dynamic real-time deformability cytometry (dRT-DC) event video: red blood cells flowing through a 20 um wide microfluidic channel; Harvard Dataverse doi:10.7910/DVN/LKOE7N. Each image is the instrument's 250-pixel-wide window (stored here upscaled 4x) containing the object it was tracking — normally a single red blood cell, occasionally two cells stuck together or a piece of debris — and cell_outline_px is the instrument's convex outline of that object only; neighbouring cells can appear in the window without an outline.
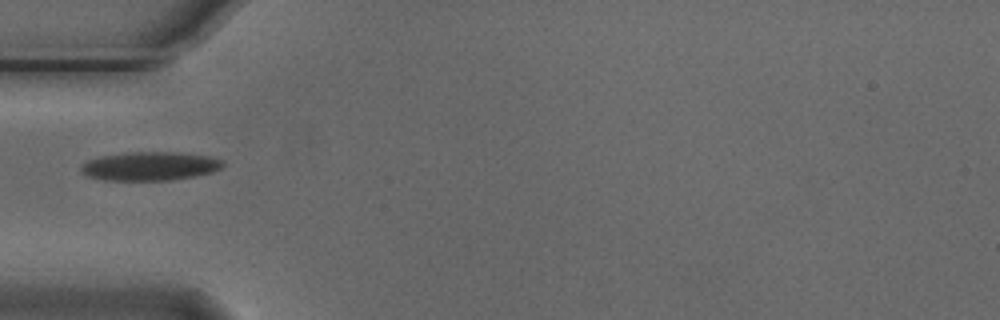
{"species": "Egyptian fruit bat (a non-hibernating species)", "species_latin": "Rousettus aegyptiacus", "temperature_condition": "cold", "stored_images_in_passage": 30, "camera_frame_rate_fps": 3000, "um_per_image_px": 0.085, "animal": {"sex": "male"}, "frame": {"image": 1, "passage_image": 1, "time_ms": 0.0, "image_size_px": [1000, 320], "cell_outline_px": [[224, 164], [220, 168], [212, 172], [196, 176], [172, 180], [104, 180], [88, 176], [80, 172], [80, 164], [88, 160], [100, 156], [128, 152], [176, 152], [212, 156], [224, 160]], "centroid_in_image_um": [12.74, 14.12], "position_along_channel_um": 72.3, "area_um2": 23.99}}
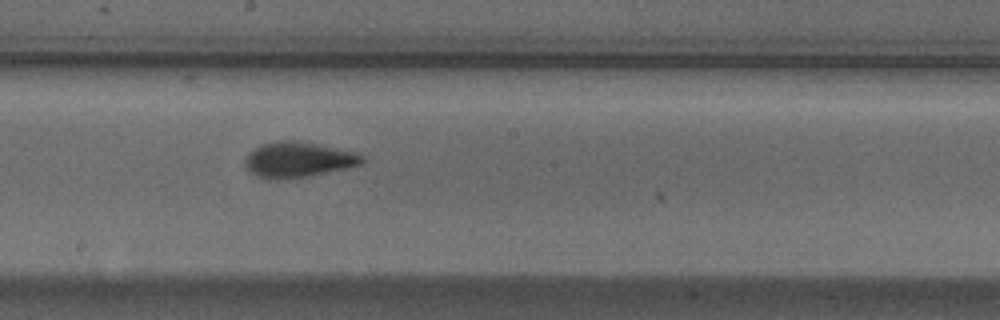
{"frame": {"image": 2, "passage_image": 13, "time_ms": 4.0, "image_size_px": [1000, 320], "cell_outline_px": [[364, 160], [360, 164], [344, 168], [308, 176], [276, 180], [260, 176], [248, 172], [244, 168], [244, 160], [248, 152], [260, 144], [272, 140], [292, 140], [316, 144], [352, 152], [364, 156]], "centroid_in_image_um": [25.23, 13.56], "position_along_channel_um": 223.0, "area_um2": 23.99}}
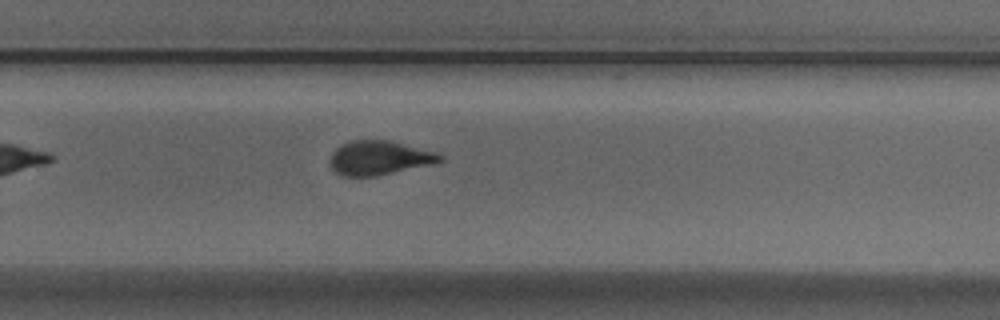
{"frame": {"image": 3, "passage_image": 19, "time_ms": 6.0, "image_size_px": [1000, 320], "cell_outline_px": [[444, 160], [432, 164], [376, 176], [344, 176], [336, 172], [332, 168], [328, 160], [332, 152], [340, 144], [352, 140], [388, 140], [436, 152], [444, 156]], "centroid_in_image_um": [32.21, 13.41], "position_along_channel_um": 297.6, "area_um2": 21.91}}